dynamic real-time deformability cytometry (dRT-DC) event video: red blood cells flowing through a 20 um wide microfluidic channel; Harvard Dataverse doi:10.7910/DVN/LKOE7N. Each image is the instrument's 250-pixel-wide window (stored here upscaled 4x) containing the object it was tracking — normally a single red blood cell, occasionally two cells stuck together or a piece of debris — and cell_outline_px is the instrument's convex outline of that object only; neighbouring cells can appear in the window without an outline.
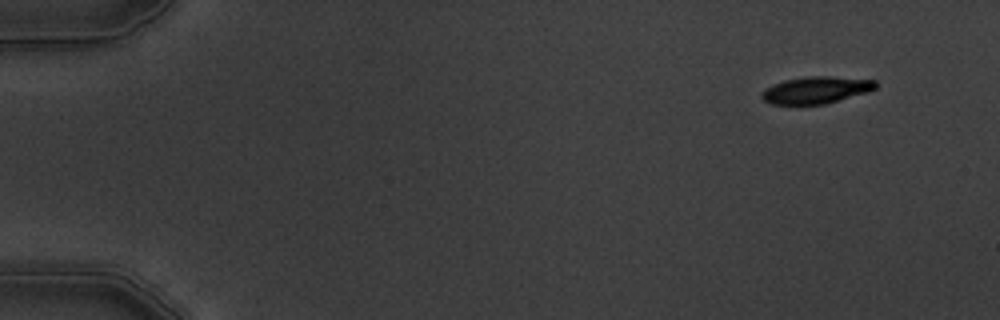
{"species": "common noctule bat (a hibernating species)", "species_latin": "Nyctalus noctula", "temperature_condition": "warm", "stored_images_in_passage": 8, "camera_frame_rate_fps": 3000, "um_per_image_px": 0.085, "animal": {"sex": "male", "body_mass_g": 19.5, "forearm_length_mm": 54.6}, "frame": {"image": 1, "passage_image": 1, "time_ms": 0.0, "image_size_px": [1000, 320], "cell_outline_px": [[876, 88], [868, 92], [824, 104], [772, 104], [764, 100], [760, 96], [760, 92], [764, 88], [772, 84], [784, 80], [804, 76], [828, 76], [876, 80]], "centroid_in_image_um": [69.32, 7.64], "position_along_channel_um": 15.7, "area_um2": 17.98}}
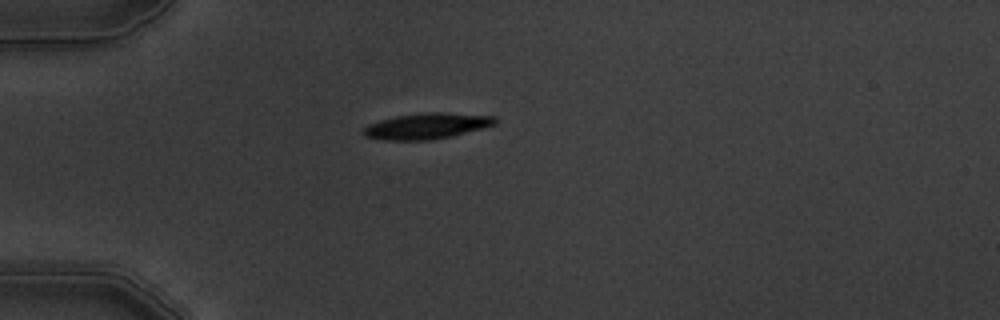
{"frame": {"image": 2, "passage_image": 4, "time_ms": 3.667, "image_size_px": [1000, 320], "cell_outline_px": [[496, 124], [452, 136], [432, 140], [384, 140], [364, 136], [360, 132], [368, 124], [380, 120], [396, 116], [428, 112], [444, 112], [496, 116]], "centroid_in_image_um": [36.25, 10.71], "position_along_channel_um": 48.7, "area_um2": 19.88}}